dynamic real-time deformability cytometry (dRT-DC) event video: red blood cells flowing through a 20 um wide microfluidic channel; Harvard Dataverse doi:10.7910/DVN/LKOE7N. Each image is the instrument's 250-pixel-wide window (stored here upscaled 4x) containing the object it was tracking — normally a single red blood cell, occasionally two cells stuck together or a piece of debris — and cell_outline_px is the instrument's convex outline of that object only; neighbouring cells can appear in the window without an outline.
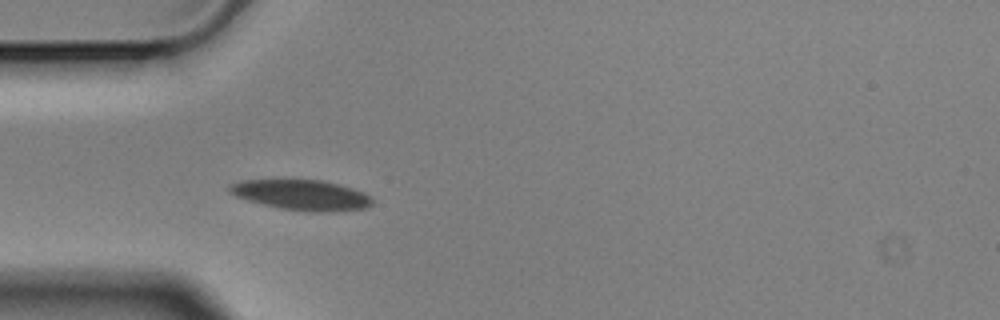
{"species": "Egyptian fruit bat (a non-hibernating species)", "species_latin": "Rousettus aegyptiacus", "temperature_condition": "cold", "stored_images_in_passage": 4, "camera_frame_rate_fps": 3000, "um_per_image_px": 0.085, "animal": {"sex": "male"}, "frame": {"image": 1, "passage_image": 4, "time_ms": 1.0, "image_size_px": [1000, 320], "cell_outline_px": [[372, 204], [368, 208], [328, 212], [312, 212], [280, 208], [248, 200], [236, 196], [228, 192], [228, 188], [232, 184], [244, 180], [320, 180], [352, 188], [364, 192], [372, 200]], "centroid_in_image_um": [25.65, 16.58], "position_along_channel_um": 59.3, "area_um2": 24.91}}